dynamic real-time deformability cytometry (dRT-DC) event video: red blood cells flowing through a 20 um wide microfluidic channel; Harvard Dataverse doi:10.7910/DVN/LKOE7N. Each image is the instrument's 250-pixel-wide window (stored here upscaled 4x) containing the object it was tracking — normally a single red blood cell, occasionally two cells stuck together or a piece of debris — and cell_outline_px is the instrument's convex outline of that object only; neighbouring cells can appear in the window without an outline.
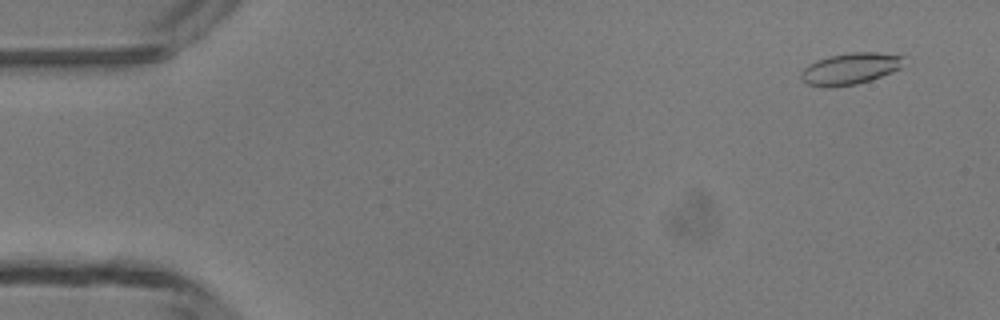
{"species": "common noctule bat (a hibernating species)", "species_latin": "Nyctalus noctula", "temperature_condition": "room temperature", "stored_images_in_passage": 5, "camera_frame_rate_fps": 3000, "um_per_image_px": 0.085, "animal": {"sex": "male", "body_mass_g": 13.3}, "frame": {"image": 1, "passage_image": 1, "time_ms": 0.0, "image_size_px": [1000, 320], "cell_outline_px": [[904, 56], [900, 68], [892, 72], [856, 84], [832, 88], [808, 84], [800, 80], [800, 72], [808, 64], [816, 60], [828, 56], [852, 52], [876, 52]], "centroid_in_image_um": [72.21, 5.84], "position_along_channel_um": 12.8, "area_um2": 18.84}}
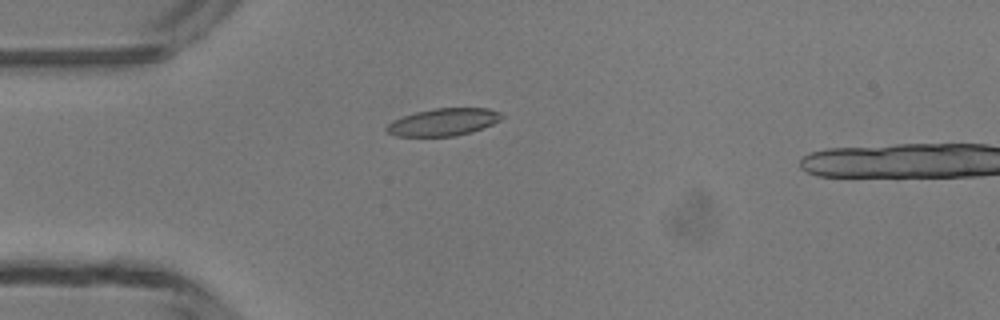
{"frame": {"image": 2, "passage_image": 4, "time_ms": 3.333, "image_size_px": [1000, 320], "cell_outline_px": [[504, 116], [500, 120], [492, 124], [472, 132], [452, 136], [396, 136], [388, 132], [384, 128], [392, 120], [416, 112], [436, 108], [488, 108], [500, 112]], "centroid_in_image_um": [37.69, 10.37], "position_along_channel_um": 47.3, "area_um2": 18.26}}